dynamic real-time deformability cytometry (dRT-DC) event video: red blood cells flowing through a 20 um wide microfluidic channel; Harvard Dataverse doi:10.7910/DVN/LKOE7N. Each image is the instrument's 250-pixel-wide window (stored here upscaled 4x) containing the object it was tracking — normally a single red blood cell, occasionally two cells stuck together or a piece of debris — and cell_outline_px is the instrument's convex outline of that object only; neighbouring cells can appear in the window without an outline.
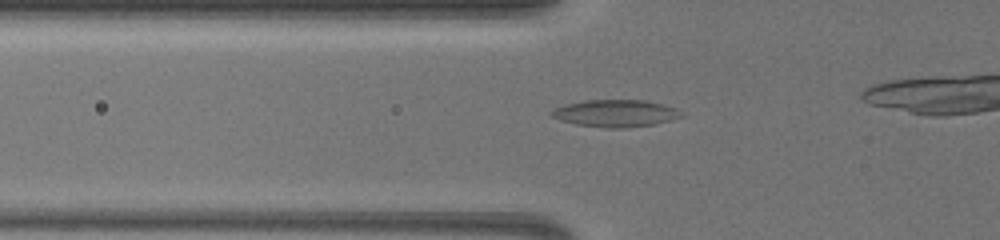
{"species": "common noctule bat (a hibernating species)", "species_latin": "Nyctalus noctula", "temperature_condition": "warm", "stored_images_in_passage": 55, "camera_frame_rate_fps": 3000, "um_per_image_px": 0.085, "animal": {"sex": "female", "body_mass_g": 19.5, "forearm_length_mm": 54.1}, "frame": {"image": 1, "passage_image": 22, "time_ms": 7.0, "image_size_px": [1000, 240], "cell_outline_px": [[684, 116], [652, 124], [624, 128], [608, 128], [576, 124], [560, 120], [552, 116], [548, 112], [564, 104], [584, 100], [644, 100], [676, 108]], "centroid_in_image_um": [52.26, 9.62], "position_along_channel_um": 73.5, "area_um2": 20.29}}
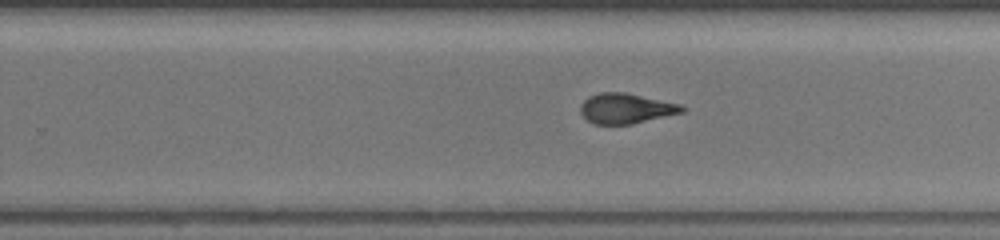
{"frame": {"image": 2, "passage_image": 41, "time_ms": 13.333, "image_size_px": [1000, 240], "cell_outline_px": [[684, 112], [632, 124], [592, 124], [580, 112], [580, 104], [588, 96], [600, 92], [624, 92], [680, 104], [684, 108]], "centroid_in_image_um": [53.17, 9.22], "position_along_channel_um": 276.6, "area_um2": 17.8}}
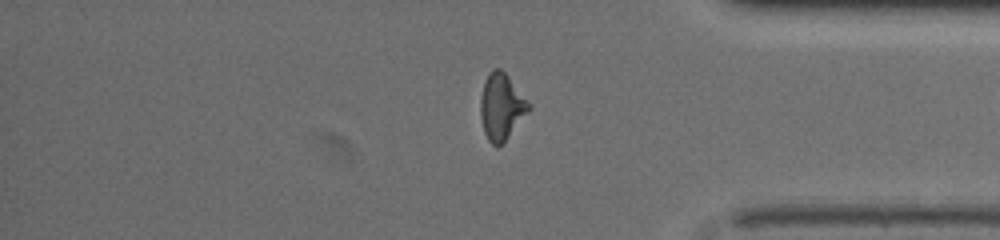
{"frame": {"image": 3, "passage_image": 53, "time_ms": 17.333, "image_size_px": [1000, 240], "cell_outline_px": [[532, 108], [504, 140], [496, 148], [488, 140], [484, 132], [480, 116], [480, 100], [484, 84], [488, 72], [492, 68], [500, 68], [508, 76], [532, 104]], "centroid_in_image_um": [42.63, 9.04], "position_along_channel_um": 392.6, "area_um2": 18.61}}